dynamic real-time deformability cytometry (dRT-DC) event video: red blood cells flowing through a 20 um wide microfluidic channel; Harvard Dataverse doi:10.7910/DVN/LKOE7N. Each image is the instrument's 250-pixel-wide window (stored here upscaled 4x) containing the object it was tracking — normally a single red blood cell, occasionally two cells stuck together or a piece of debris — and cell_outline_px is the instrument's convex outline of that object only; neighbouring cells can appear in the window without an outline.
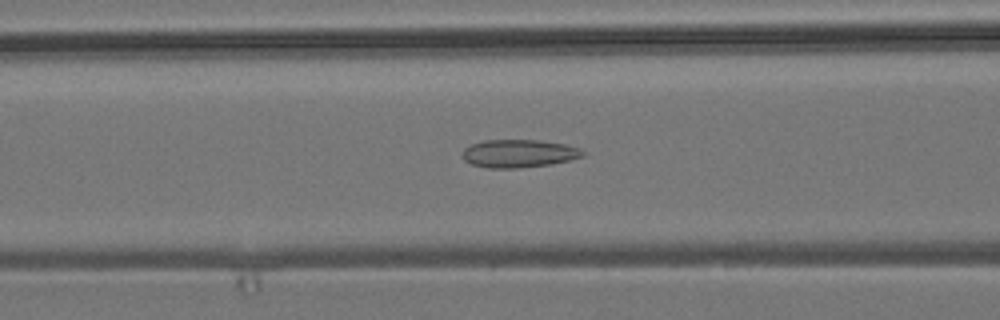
{"species": "common noctule bat (a hibernating species)", "species_latin": "Nyctalus noctula", "temperature_condition": "room temperature", "stored_images_in_passage": 50, "camera_frame_rate_fps": 3000, "um_per_image_px": 0.085, "animal": {"sex": "male", "body_mass_g": 19.2, "forearm_length_mm": 51.8}, "frame": {"image": 1, "passage_image": 22, "time_ms": 7.0, "image_size_px": [1000, 320], "cell_outline_px": [[584, 156], [568, 160], [548, 164], [520, 168], [488, 168], [472, 164], [464, 160], [460, 156], [464, 148], [472, 144], [484, 140], [540, 140], [564, 144], [580, 148], [584, 152]], "centroid_in_image_um": [44.06, 13.04], "position_along_channel_um": 122.5, "area_um2": 19.59}}
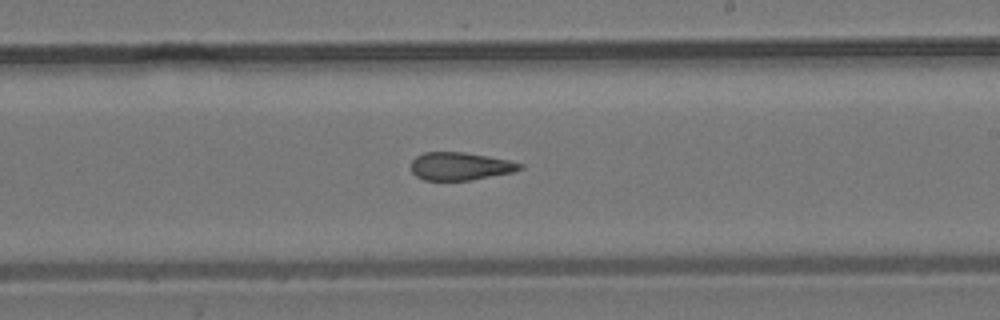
{"frame": {"image": 2, "passage_image": 32, "time_ms": 10.333, "image_size_px": [1000, 320], "cell_outline_px": [[524, 168], [512, 172], [472, 180], [424, 180], [416, 176], [412, 172], [412, 160], [416, 156], [424, 152], [464, 152], [488, 156], [508, 160], [524, 164]], "centroid_in_image_um": [39.13, 14.13], "position_along_channel_um": 249.9, "area_um2": 17.69}}
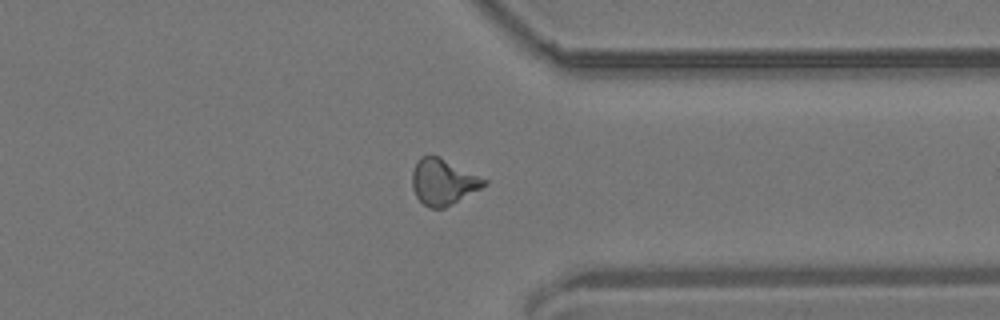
{"frame": {"image": 3, "passage_image": 42, "time_ms": 13.667, "image_size_px": [1000, 320], "cell_outline_px": [[488, 184], [444, 208], [428, 208], [416, 196], [412, 188], [412, 172], [416, 160], [420, 156], [440, 156], [488, 180]], "centroid_in_image_um": [37.65, 15.44], "position_along_channel_um": 373.7, "area_um2": 19.25}, "authors_computed_cell_mechanics": {"area_um2": 18.8717, "velocity_mm_per_s": 3.8196, "shape_relaxation_time_tau1_ms": null, "shape_relaxation_time_tau2_ms": 2.8669, "deformation_change_tau1": null, "deformation_change_tau2": 0.1146}}